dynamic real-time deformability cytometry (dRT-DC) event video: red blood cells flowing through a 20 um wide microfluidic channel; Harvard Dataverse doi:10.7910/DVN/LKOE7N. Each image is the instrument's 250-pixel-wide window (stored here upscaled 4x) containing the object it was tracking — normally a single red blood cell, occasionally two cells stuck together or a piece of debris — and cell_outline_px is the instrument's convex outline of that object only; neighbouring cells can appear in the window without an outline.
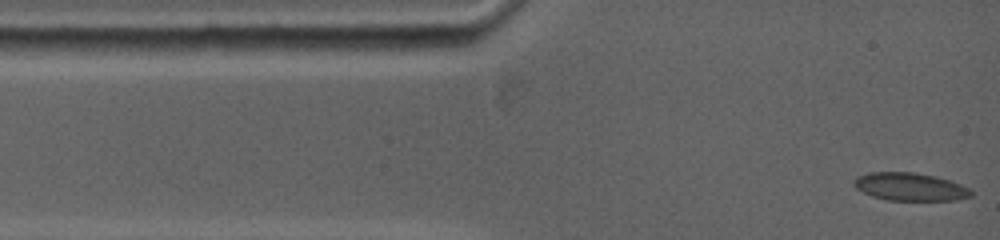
{"species": "common noctule bat (a hibernating species)", "species_latin": "Nyctalus noctula", "temperature_condition": "warm", "stored_images_in_passage": 6, "camera_frame_rate_fps": 5000, "um_per_image_px": 0.085, "animal": {"sex": "female", "body_mass_g": 19.0, "forearm_length_mm": 53.3}, "frame": {"image": 1, "passage_image": 1, "time_ms": 0.0, "image_size_px": [1000, 240], "cell_outline_px": [[972, 196], [956, 200], [888, 200], [872, 196], [856, 188], [852, 184], [852, 180], [856, 176], [868, 172], [912, 172], [936, 176], [960, 184], [968, 188], [972, 192]], "centroid_in_image_um": [77.31, 15.87], "position_along_channel_um": 7.7, "area_um2": 19.07}}
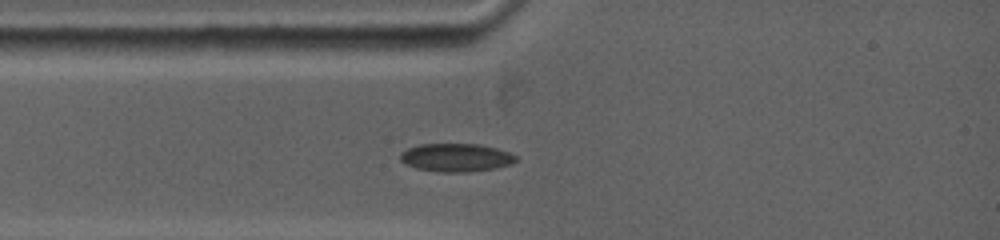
{"frame": {"image": 2, "passage_image": 5, "time_ms": 2.2, "image_size_px": [1000, 240], "cell_outline_px": [[516, 160], [512, 164], [496, 168], [468, 172], [440, 172], [416, 168], [400, 160], [400, 156], [408, 148], [420, 144], [480, 144], [496, 148], [508, 152], [516, 156]], "centroid_in_image_um": [38.79, 13.39], "position_along_channel_um": 46.2, "area_um2": 18.84}}